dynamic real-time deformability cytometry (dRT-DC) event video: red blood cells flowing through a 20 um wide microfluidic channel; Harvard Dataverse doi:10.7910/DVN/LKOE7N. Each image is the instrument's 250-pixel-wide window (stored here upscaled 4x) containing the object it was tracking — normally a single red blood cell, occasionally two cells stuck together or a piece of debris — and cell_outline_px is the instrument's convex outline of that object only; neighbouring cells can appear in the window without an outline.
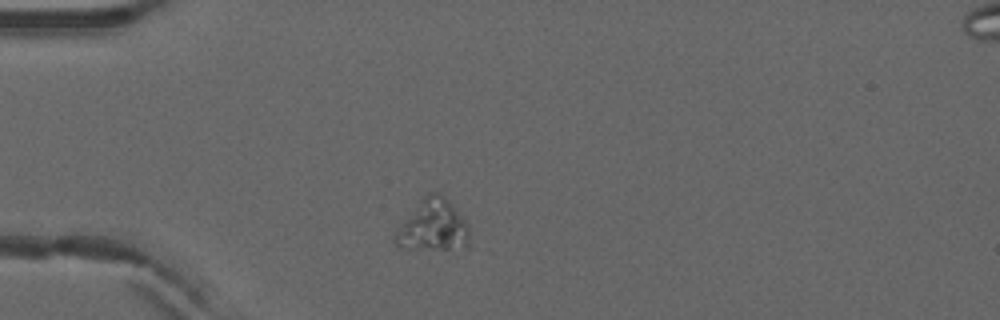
{"species": "common noctule bat (a hibernating species)", "species_latin": "Nyctalus noctula", "temperature_condition": "warm", "stored_images_in_passage": 3, "camera_frame_rate_fps": 3000, "um_per_image_px": 0.085, "animal": {"sex": "male", "forearm_length_mm": 52.5}, "frame": {"image": 1, "passage_image": 1, "time_ms": 0.0, "image_size_px": [1000, 320], "cell_outline_px": [[468, 248], [416, 248], [396, 244], [392, 240], [392, 236], [400, 224], [424, 196], [428, 192], [440, 192], [452, 204], [468, 224]], "centroid_in_image_um": [36.81, 19.15], "position_along_channel_um": 48.2, "area_um2": 21.85}}
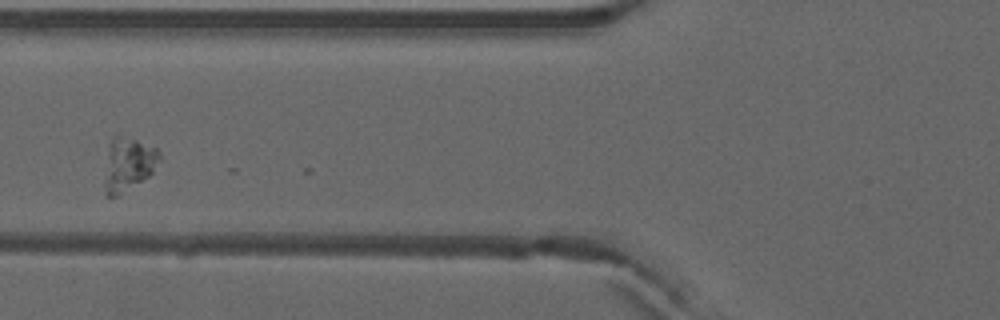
{"frame": {"image": 2, "passage_image": 3, "time_ms": 0.667, "image_size_px": [1000, 320], "cell_outline_px": [[160, 160], [152, 172], [148, 176], [116, 196], [108, 196], [104, 192], [104, 184], [108, 144], [116, 136], [136, 140], [156, 148], [160, 152]], "centroid_in_image_um": [10.88, 13.96], "position_along_channel_um": 114.9, "area_um2": 16.65}}